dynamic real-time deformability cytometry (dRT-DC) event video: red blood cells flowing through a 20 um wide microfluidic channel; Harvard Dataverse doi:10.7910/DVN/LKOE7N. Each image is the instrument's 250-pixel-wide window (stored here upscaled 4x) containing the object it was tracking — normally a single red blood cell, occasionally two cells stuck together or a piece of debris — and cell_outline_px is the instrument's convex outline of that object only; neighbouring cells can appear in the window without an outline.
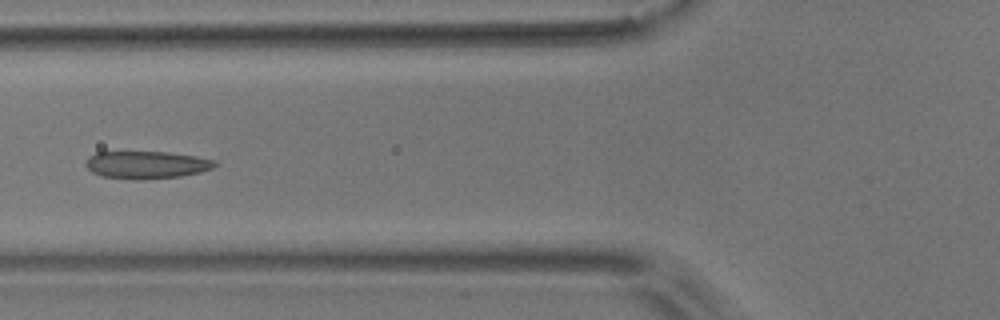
{"species": "common noctule bat (a hibernating species)", "species_latin": "Nyctalus noctula", "temperature_condition": "room temperature", "stored_images_in_passage": 8, "camera_frame_rate_fps": 3000, "um_per_image_px": 0.085, "animal": {"sex": "male", "body_mass_g": 17.9}, "frame": {"image": 1, "passage_image": 6, "time_ms": 6.0, "image_size_px": [1000, 320], "cell_outline_px": [[220, 164], [212, 168], [200, 172], [180, 176], [132, 180], [104, 176], [92, 172], [84, 164], [84, 160], [88, 156], [96, 152], [168, 152], [196, 156], [216, 160]], "centroid_in_image_um": [12.45, 14.0], "position_along_channel_um": 113.3, "area_um2": 20.81}}
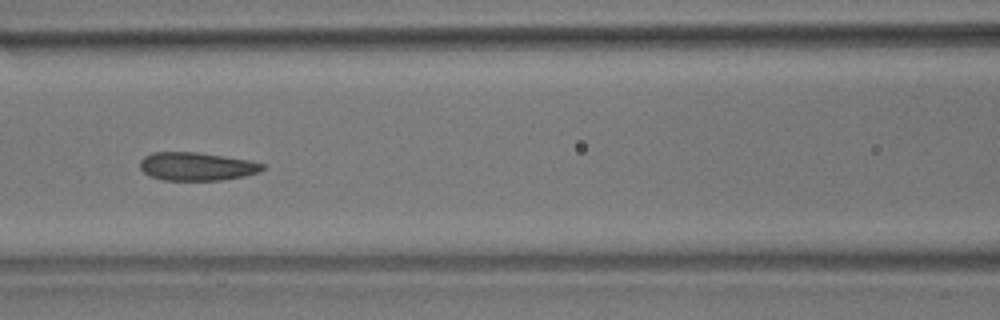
{"frame": {"image": 2, "passage_image": 7, "time_ms": 7.0, "image_size_px": [1000, 320], "cell_outline_px": [[268, 168], [260, 172], [244, 176], [220, 180], [164, 180], [148, 176], [140, 168], [140, 160], [144, 156], [152, 152], [196, 152], [224, 156], [248, 160], [264, 164]], "centroid_in_image_um": [16.72, 14.15], "position_along_channel_um": 149.9, "area_um2": 20.29}}